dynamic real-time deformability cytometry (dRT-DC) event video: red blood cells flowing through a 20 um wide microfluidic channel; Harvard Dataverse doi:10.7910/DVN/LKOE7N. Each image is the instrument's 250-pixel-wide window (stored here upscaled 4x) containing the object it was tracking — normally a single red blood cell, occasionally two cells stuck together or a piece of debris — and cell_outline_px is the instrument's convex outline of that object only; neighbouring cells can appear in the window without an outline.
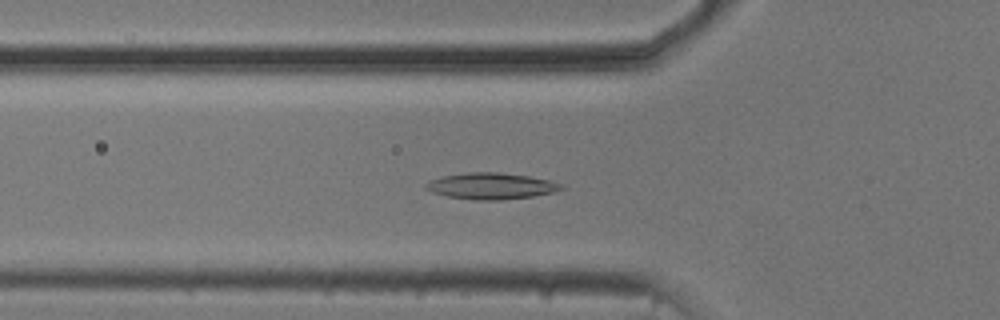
{"species": "common noctule bat (a hibernating species)", "species_latin": "Nyctalus noctula", "temperature_condition": "cold", "stored_images_in_passage": 50, "camera_frame_rate_fps": 3000, "um_per_image_px": 0.085, "animal": {"sex": "male", "body_mass_g": 20.5, "forearm_length_mm": 52.5}, "frame": {"image": 1, "passage_image": 15, "time_ms": 4.667, "image_size_px": [1000, 320], "cell_outline_px": [[564, 188], [552, 192], [532, 196], [500, 200], [476, 200], [448, 196], [432, 192], [424, 188], [424, 184], [428, 180], [440, 176], [468, 172], [500, 172], [528, 176], [548, 180], [560, 184]], "centroid_in_image_um": [41.66, 15.8], "position_along_channel_um": 84.1, "area_um2": 20.69}}
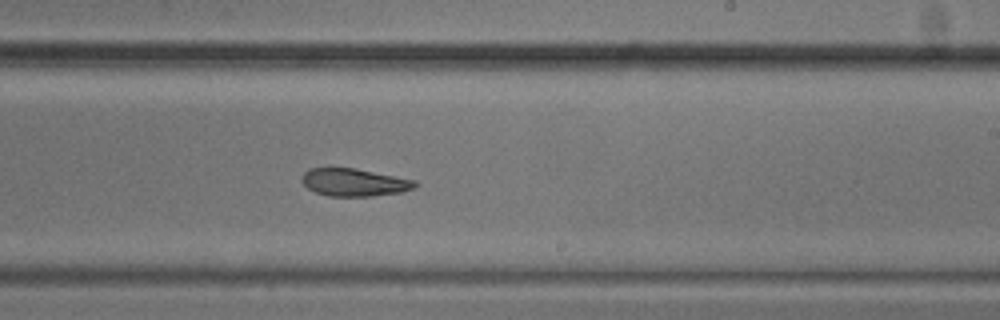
{"frame": {"image": 2, "passage_image": 29, "time_ms": 9.333, "image_size_px": [1000, 320], "cell_outline_px": [[416, 184], [412, 188], [400, 192], [372, 196], [328, 196], [316, 192], [308, 188], [300, 180], [304, 172], [308, 168], [352, 168], [416, 180]], "centroid_in_image_um": [30.05, 15.5], "position_along_channel_um": 258.9, "area_um2": 17.98}}
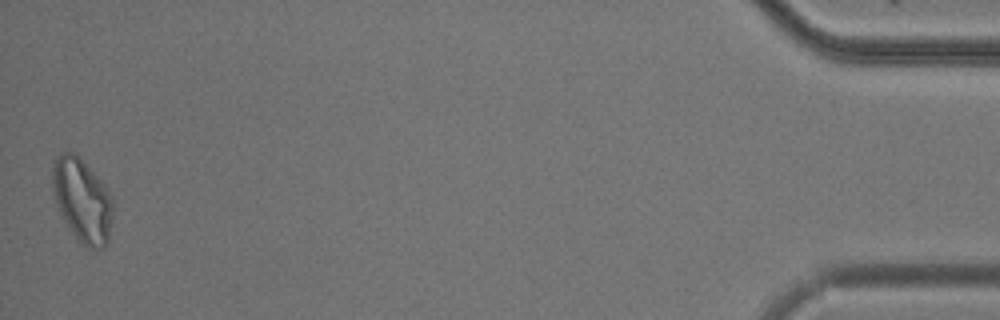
{"frame": {"image": 3, "passage_image": 50, "time_ms": 16.333, "image_size_px": [1000, 320], "cell_outline_px": [[112, 220], [108, 244], [104, 248], [96, 252], [80, 244], [64, 220], [60, 212], [52, 188], [52, 168], [56, 156], [60, 152], [76, 152], [80, 156], [100, 180], [112, 196]], "centroid_in_image_um": [7.0, 17.05], "position_along_channel_um": 428.2, "area_um2": 29.82}, "authors_computed_cell_mechanics": {"area_um2": 20.2878, "velocity_mm_per_s": 3.7335, "shape_relaxation_time_tau1_ms": null, "shape_relaxation_time_tau2_ms": 5.5172, "deformation_change_tau1": null, "deformation_change_tau2": 0.1365}}